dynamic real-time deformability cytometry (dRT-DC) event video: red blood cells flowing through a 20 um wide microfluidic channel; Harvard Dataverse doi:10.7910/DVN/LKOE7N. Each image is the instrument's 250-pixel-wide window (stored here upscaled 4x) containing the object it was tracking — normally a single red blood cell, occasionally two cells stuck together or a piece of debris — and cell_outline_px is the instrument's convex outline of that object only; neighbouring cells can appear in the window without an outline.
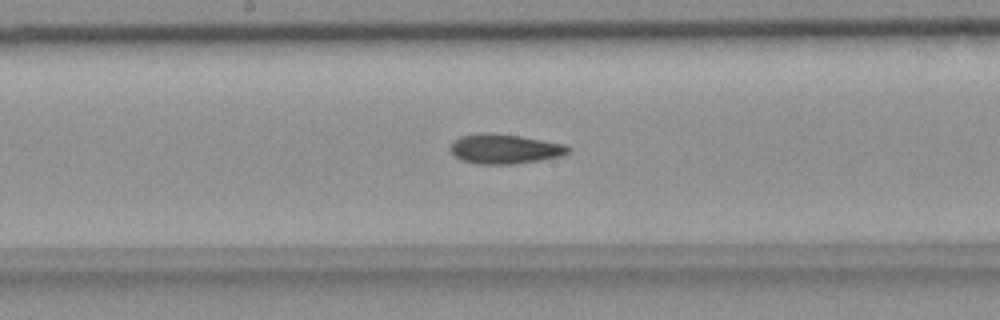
{"species": "common noctule bat (a hibernating species)", "species_latin": "Nyctalus noctula", "temperature_condition": "room temperature", "stored_images_in_passage": 46, "camera_frame_rate_fps": 3000, "um_per_image_px": 0.085, "animal": {"sex": "female", "body_mass_g": 18.4}, "frame": {"image": 1, "passage_image": 27, "time_ms": 8.667, "image_size_px": [1000, 320], "cell_outline_px": [[572, 148], [568, 152], [560, 156], [540, 160], [516, 164], [476, 164], [460, 160], [448, 148], [452, 140], [460, 136], [480, 132], [492, 132], [520, 136], [564, 144]], "centroid_in_image_um": [42.84, 12.65], "position_along_channel_um": 205.4, "area_um2": 20.63}}
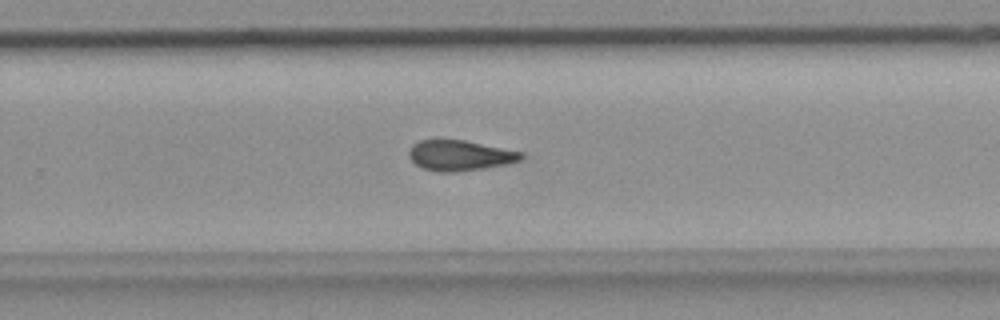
{"frame": {"image": 2, "passage_image": 34, "time_ms": 11.0, "image_size_px": [1000, 320], "cell_outline_px": [[524, 156], [520, 160], [504, 164], [456, 172], [436, 172], [424, 168], [416, 164], [408, 156], [408, 152], [412, 144], [420, 140], [464, 140], [524, 152]], "centroid_in_image_um": [39.06, 13.2], "position_along_channel_um": 290.7, "area_um2": 19.71}}
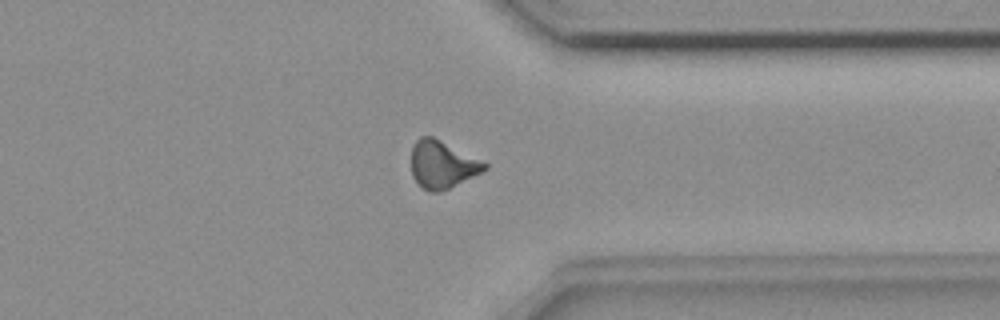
{"frame": {"image": 3, "passage_image": 41, "time_ms": 13.333, "image_size_px": [1000, 320], "cell_outline_px": [[488, 168], [448, 188], [436, 192], [428, 192], [412, 176], [412, 148], [416, 140], [420, 136], [432, 136], [488, 164]], "centroid_in_image_um": [37.56, 13.97], "position_along_channel_um": 373.8, "area_um2": 19.65}, "authors_computed_cell_mechanics": {"area_um2": 20.2589, "velocity_mm_per_s": 3.6719, "shape_relaxation_time_tau1_ms": null, "shape_relaxation_time_tau2_ms": 5.5601, "deformation_change_tau1": null, "deformation_change_tau2": 0.1278}}